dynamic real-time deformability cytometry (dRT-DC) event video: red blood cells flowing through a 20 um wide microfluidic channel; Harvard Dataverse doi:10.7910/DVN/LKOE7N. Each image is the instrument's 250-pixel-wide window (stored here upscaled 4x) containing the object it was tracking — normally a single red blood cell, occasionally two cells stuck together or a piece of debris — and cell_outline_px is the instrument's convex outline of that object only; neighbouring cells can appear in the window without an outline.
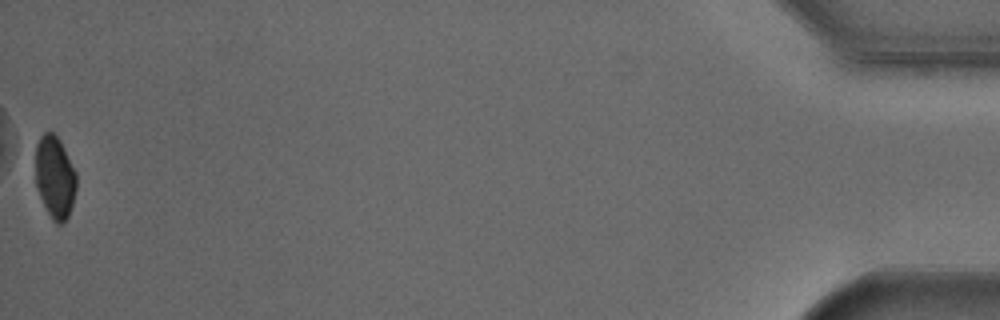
{"species": "Egyptian fruit bat (a non-hibernating species)", "species_latin": "Rousettus aegyptiacus", "temperature_condition": "cold", "stored_images_in_passage": 38, "camera_frame_rate_fps": 3000, "um_per_image_px": 0.085, "animal": {"sex": "male"}, "frame": {"image": 1, "passage_image": 38, "time_ms": 12.333, "image_size_px": [1000, 320], "cell_outline_px": [[76, 188], [72, 204], [68, 216], [60, 224], [56, 224], [52, 220], [36, 188], [36, 144], [40, 136], [44, 132], [52, 132], [60, 140], [76, 172]], "centroid_in_image_um": [4.66, 15.04], "position_along_channel_um": 430.5, "area_um2": 19.48}}